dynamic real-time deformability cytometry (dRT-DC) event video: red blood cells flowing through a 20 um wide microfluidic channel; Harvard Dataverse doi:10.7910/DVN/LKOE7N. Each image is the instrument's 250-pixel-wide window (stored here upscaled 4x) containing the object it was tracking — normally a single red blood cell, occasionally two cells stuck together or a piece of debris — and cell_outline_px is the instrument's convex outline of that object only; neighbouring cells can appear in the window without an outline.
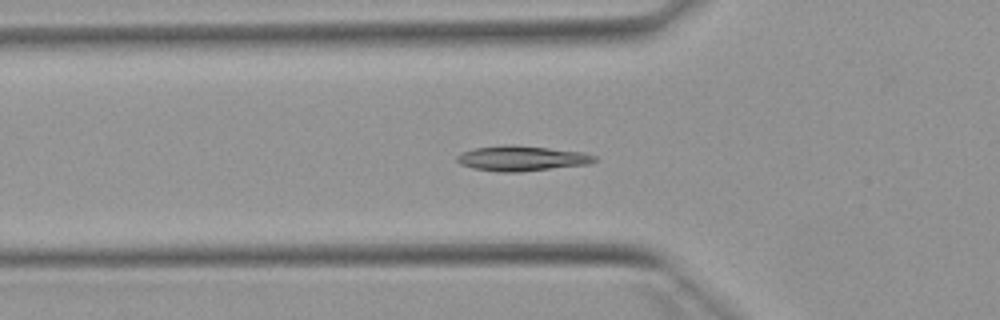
{"species": "Egyptian fruit bat (a non-hibernating species)", "species_latin": "Rousettus aegyptiacus", "temperature_condition": "warm", "stored_images_in_passage": 49, "camera_frame_rate_fps": 3000, "um_per_image_px": 0.085, "animal": {"sex": "female"}, "frame": {"image": 1, "passage_image": 14, "time_ms": 4.333, "image_size_px": [1000, 320], "cell_outline_px": [[596, 160], [588, 164], [516, 172], [500, 172], [472, 168], [460, 164], [456, 160], [456, 156], [460, 152], [476, 148], [508, 144], [512, 144], [584, 152], [596, 156]], "centroid_in_image_um": [44.3, 13.45], "position_along_channel_um": 81.5, "area_um2": 20.06}}
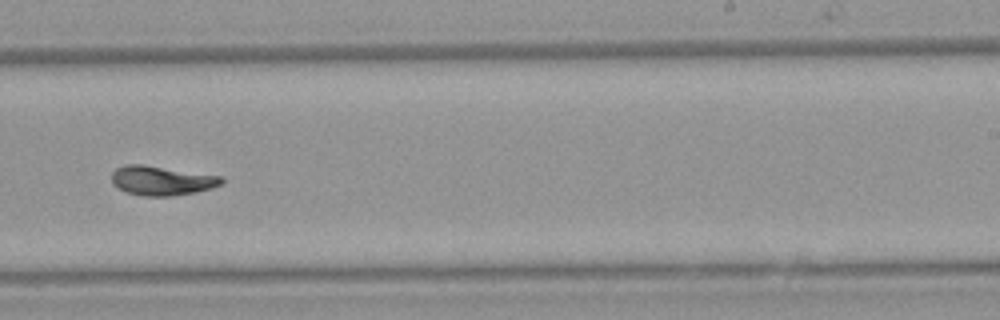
{"frame": {"image": 2, "passage_image": 29, "time_ms": 9.333, "image_size_px": [1000, 320], "cell_outline_px": [[224, 184], [212, 188], [172, 196], [144, 196], [124, 192], [112, 184], [112, 172], [116, 168], [124, 164], [144, 164], [220, 176], [224, 180]], "centroid_in_image_um": [13.71, 15.34], "position_along_channel_um": 275.3, "area_um2": 18.9}}
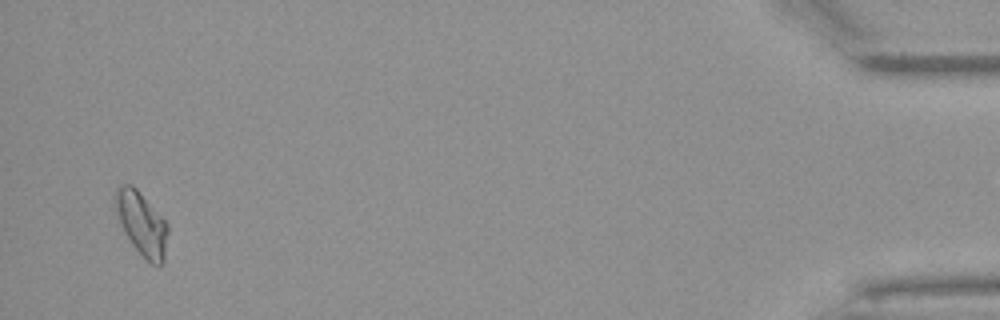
{"frame": {"image": 3, "passage_image": 47, "time_ms": 15.333, "image_size_px": [1000, 320], "cell_outline_px": [[168, 232], [164, 260], [160, 264], [152, 264], [132, 244], [124, 232], [116, 212], [112, 200], [112, 196], [116, 188], [120, 184], [132, 184], [136, 188], [168, 224]], "centroid_in_image_um": [12.0, 18.95], "position_along_channel_um": 423.2, "area_um2": 19.31}}